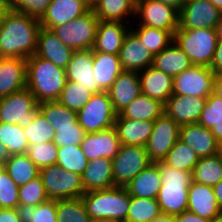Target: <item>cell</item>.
<instances>
[{
    "instance_id": "cell-54",
    "label": "cell",
    "mask_w": 222,
    "mask_h": 222,
    "mask_svg": "<svg viewBox=\"0 0 222 222\" xmlns=\"http://www.w3.org/2000/svg\"><path fill=\"white\" fill-rule=\"evenodd\" d=\"M0 222H21L16 208H0Z\"/></svg>"
},
{
    "instance_id": "cell-44",
    "label": "cell",
    "mask_w": 222,
    "mask_h": 222,
    "mask_svg": "<svg viewBox=\"0 0 222 222\" xmlns=\"http://www.w3.org/2000/svg\"><path fill=\"white\" fill-rule=\"evenodd\" d=\"M58 222H91L82 198L56 200Z\"/></svg>"
},
{
    "instance_id": "cell-22",
    "label": "cell",
    "mask_w": 222,
    "mask_h": 222,
    "mask_svg": "<svg viewBox=\"0 0 222 222\" xmlns=\"http://www.w3.org/2000/svg\"><path fill=\"white\" fill-rule=\"evenodd\" d=\"M65 70L67 80L79 83L93 94L102 92L93 74L92 49L74 51Z\"/></svg>"
},
{
    "instance_id": "cell-24",
    "label": "cell",
    "mask_w": 222,
    "mask_h": 222,
    "mask_svg": "<svg viewBox=\"0 0 222 222\" xmlns=\"http://www.w3.org/2000/svg\"><path fill=\"white\" fill-rule=\"evenodd\" d=\"M114 111L118 114L141 94L138 71H123L108 90Z\"/></svg>"
},
{
    "instance_id": "cell-28",
    "label": "cell",
    "mask_w": 222,
    "mask_h": 222,
    "mask_svg": "<svg viewBox=\"0 0 222 222\" xmlns=\"http://www.w3.org/2000/svg\"><path fill=\"white\" fill-rule=\"evenodd\" d=\"M81 177L85 192L114 187L112 160L99 158L89 161Z\"/></svg>"
},
{
    "instance_id": "cell-66",
    "label": "cell",
    "mask_w": 222,
    "mask_h": 222,
    "mask_svg": "<svg viewBox=\"0 0 222 222\" xmlns=\"http://www.w3.org/2000/svg\"><path fill=\"white\" fill-rule=\"evenodd\" d=\"M5 11L6 10L3 7L0 6V24H1L2 16H3Z\"/></svg>"
},
{
    "instance_id": "cell-31",
    "label": "cell",
    "mask_w": 222,
    "mask_h": 222,
    "mask_svg": "<svg viewBox=\"0 0 222 222\" xmlns=\"http://www.w3.org/2000/svg\"><path fill=\"white\" fill-rule=\"evenodd\" d=\"M192 65L189 57L173 40L159 54L154 55L152 66L174 78Z\"/></svg>"
},
{
    "instance_id": "cell-39",
    "label": "cell",
    "mask_w": 222,
    "mask_h": 222,
    "mask_svg": "<svg viewBox=\"0 0 222 222\" xmlns=\"http://www.w3.org/2000/svg\"><path fill=\"white\" fill-rule=\"evenodd\" d=\"M0 142L10 156L26 154L29 146L24 129L20 125L4 122H0Z\"/></svg>"
},
{
    "instance_id": "cell-64",
    "label": "cell",
    "mask_w": 222,
    "mask_h": 222,
    "mask_svg": "<svg viewBox=\"0 0 222 222\" xmlns=\"http://www.w3.org/2000/svg\"><path fill=\"white\" fill-rule=\"evenodd\" d=\"M211 222H222V211L216 217H214Z\"/></svg>"
},
{
    "instance_id": "cell-18",
    "label": "cell",
    "mask_w": 222,
    "mask_h": 222,
    "mask_svg": "<svg viewBox=\"0 0 222 222\" xmlns=\"http://www.w3.org/2000/svg\"><path fill=\"white\" fill-rule=\"evenodd\" d=\"M91 9L86 0H52L45 14L42 16L40 26L52 29L84 15Z\"/></svg>"
},
{
    "instance_id": "cell-12",
    "label": "cell",
    "mask_w": 222,
    "mask_h": 222,
    "mask_svg": "<svg viewBox=\"0 0 222 222\" xmlns=\"http://www.w3.org/2000/svg\"><path fill=\"white\" fill-rule=\"evenodd\" d=\"M215 76L210 67L192 65L174 77L173 94L207 98L213 92Z\"/></svg>"
},
{
    "instance_id": "cell-53",
    "label": "cell",
    "mask_w": 222,
    "mask_h": 222,
    "mask_svg": "<svg viewBox=\"0 0 222 222\" xmlns=\"http://www.w3.org/2000/svg\"><path fill=\"white\" fill-rule=\"evenodd\" d=\"M175 222H211V220L205 219L193 212L186 210L181 214L175 215Z\"/></svg>"
},
{
    "instance_id": "cell-20",
    "label": "cell",
    "mask_w": 222,
    "mask_h": 222,
    "mask_svg": "<svg viewBox=\"0 0 222 222\" xmlns=\"http://www.w3.org/2000/svg\"><path fill=\"white\" fill-rule=\"evenodd\" d=\"M74 50L65 46L50 30L40 27L37 35L36 56L49 60L57 67L66 69Z\"/></svg>"
},
{
    "instance_id": "cell-65",
    "label": "cell",
    "mask_w": 222,
    "mask_h": 222,
    "mask_svg": "<svg viewBox=\"0 0 222 222\" xmlns=\"http://www.w3.org/2000/svg\"><path fill=\"white\" fill-rule=\"evenodd\" d=\"M100 0H86L89 6L92 8Z\"/></svg>"
},
{
    "instance_id": "cell-57",
    "label": "cell",
    "mask_w": 222,
    "mask_h": 222,
    "mask_svg": "<svg viewBox=\"0 0 222 222\" xmlns=\"http://www.w3.org/2000/svg\"><path fill=\"white\" fill-rule=\"evenodd\" d=\"M161 1L164 4L170 5L177 9L178 11L181 10V8L184 6L186 0H158Z\"/></svg>"
},
{
    "instance_id": "cell-14",
    "label": "cell",
    "mask_w": 222,
    "mask_h": 222,
    "mask_svg": "<svg viewBox=\"0 0 222 222\" xmlns=\"http://www.w3.org/2000/svg\"><path fill=\"white\" fill-rule=\"evenodd\" d=\"M180 126L163 113L153 124L152 133L145 146L152 162L162 161L179 140Z\"/></svg>"
},
{
    "instance_id": "cell-45",
    "label": "cell",
    "mask_w": 222,
    "mask_h": 222,
    "mask_svg": "<svg viewBox=\"0 0 222 222\" xmlns=\"http://www.w3.org/2000/svg\"><path fill=\"white\" fill-rule=\"evenodd\" d=\"M88 163L80 145L58 147L56 164L63 169L82 175Z\"/></svg>"
},
{
    "instance_id": "cell-49",
    "label": "cell",
    "mask_w": 222,
    "mask_h": 222,
    "mask_svg": "<svg viewBox=\"0 0 222 222\" xmlns=\"http://www.w3.org/2000/svg\"><path fill=\"white\" fill-rule=\"evenodd\" d=\"M19 205V187L2 168L0 170V208H16Z\"/></svg>"
},
{
    "instance_id": "cell-2",
    "label": "cell",
    "mask_w": 222,
    "mask_h": 222,
    "mask_svg": "<svg viewBox=\"0 0 222 222\" xmlns=\"http://www.w3.org/2000/svg\"><path fill=\"white\" fill-rule=\"evenodd\" d=\"M26 73V88L38 103L57 100L67 81L65 69L35 54L26 59Z\"/></svg>"
},
{
    "instance_id": "cell-9",
    "label": "cell",
    "mask_w": 222,
    "mask_h": 222,
    "mask_svg": "<svg viewBox=\"0 0 222 222\" xmlns=\"http://www.w3.org/2000/svg\"><path fill=\"white\" fill-rule=\"evenodd\" d=\"M153 163L144 146L122 145L112 159L115 186L125 187L136 175Z\"/></svg>"
},
{
    "instance_id": "cell-27",
    "label": "cell",
    "mask_w": 222,
    "mask_h": 222,
    "mask_svg": "<svg viewBox=\"0 0 222 222\" xmlns=\"http://www.w3.org/2000/svg\"><path fill=\"white\" fill-rule=\"evenodd\" d=\"M154 121H139L122 118L117 114L114 127L122 145L146 146L152 133Z\"/></svg>"
},
{
    "instance_id": "cell-38",
    "label": "cell",
    "mask_w": 222,
    "mask_h": 222,
    "mask_svg": "<svg viewBox=\"0 0 222 222\" xmlns=\"http://www.w3.org/2000/svg\"><path fill=\"white\" fill-rule=\"evenodd\" d=\"M137 27L132 31L144 44L145 49H148L153 56L159 54L174 40V35L170 31L143 25H137Z\"/></svg>"
},
{
    "instance_id": "cell-6",
    "label": "cell",
    "mask_w": 222,
    "mask_h": 222,
    "mask_svg": "<svg viewBox=\"0 0 222 222\" xmlns=\"http://www.w3.org/2000/svg\"><path fill=\"white\" fill-rule=\"evenodd\" d=\"M99 20L91 8L84 15L75 18L67 24H60L51 31L60 41L74 51L92 49Z\"/></svg>"
},
{
    "instance_id": "cell-3",
    "label": "cell",
    "mask_w": 222,
    "mask_h": 222,
    "mask_svg": "<svg viewBox=\"0 0 222 222\" xmlns=\"http://www.w3.org/2000/svg\"><path fill=\"white\" fill-rule=\"evenodd\" d=\"M161 172L162 186L157 201L161 212L169 215H178L187 210L188 189L192 182V173L178 170L162 161L155 162Z\"/></svg>"
},
{
    "instance_id": "cell-59",
    "label": "cell",
    "mask_w": 222,
    "mask_h": 222,
    "mask_svg": "<svg viewBox=\"0 0 222 222\" xmlns=\"http://www.w3.org/2000/svg\"><path fill=\"white\" fill-rule=\"evenodd\" d=\"M153 222H175V216L161 213Z\"/></svg>"
},
{
    "instance_id": "cell-43",
    "label": "cell",
    "mask_w": 222,
    "mask_h": 222,
    "mask_svg": "<svg viewBox=\"0 0 222 222\" xmlns=\"http://www.w3.org/2000/svg\"><path fill=\"white\" fill-rule=\"evenodd\" d=\"M93 93L75 81L67 80L57 101L68 109L78 112L91 99Z\"/></svg>"
},
{
    "instance_id": "cell-19",
    "label": "cell",
    "mask_w": 222,
    "mask_h": 222,
    "mask_svg": "<svg viewBox=\"0 0 222 222\" xmlns=\"http://www.w3.org/2000/svg\"><path fill=\"white\" fill-rule=\"evenodd\" d=\"M154 56L132 31L126 34L119 52V60L124 71H141L153 65Z\"/></svg>"
},
{
    "instance_id": "cell-47",
    "label": "cell",
    "mask_w": 222,
    "mask_h": 222,
    "mask_svg": "<svg viewBox=\"0 0 222 222\" xmlns=\"http://www.w3.org/2000/svg\"><path fill=\"white\" fill-rule=\"evenodd\" d=\"M29 159L40 169L57 163L58 146L54 141L28 146Z\"/></svg>"
},
{
    "instance_id": "cell-25",
    "label": "cell",
    "mask_w": 222,
    "mask_h": 222,
    "mask_svg": "<svg viewBox=\"0 0 222 222\" xmlns=\"http://www.w3.org/2000/svg\"><path fill=\"white\" fill-rule=\"evenodd\" d=\"M26 59L0 57V98L26 88Z\"/></svg>"
},
{
    "instance_id": "cell-46",
    "label": "cell",
    "mask_w": 222,
    "mask_h": 222,
    "mask_svg": "<svg viewBox=\"0 0 222 222\" xmlns=\"http://www.w3.org/2000/svg\"><path fill=\"white\" fill-rule=\"evenodd\" d=\"M29 145L52 142L55 138V130L38 110L33 121L23 128Z\"/></svg>"
},
{
    "instance_id": "cell-29",
    "label": "cell",
    "mask_w": 222,
    "mask_h": 222,
    "mask_svg": "<svg viewBox=\"0 0 222 222\" xmlns=\"http://www.w3.org/2000/svg\"><path fill=\"white\" fill-rule=\"evenodd\" d=\"M161 186V172L158 165L153 162L136 175L125 188L130 196L157 199Z\"/></svg>"
},
{
    "instance_id": "cell-16",
    "label": "cell",
    "mask_w": 222,
    "mask_h": 222,
    "mask_svg": "<svg viewBox=\"0 0 222 222\" xmlns=\"http://www.w3.org/2000/svg\"><path fill=\"white\" fill-rule=\"evenodd\" d=\"M207 98L173 94L164 104V113L179 126L199 121Z\"/></svg>"
},
{
    "instance_id": "cell-17",
    "label": "cell",
    "mask_w": 222,
    "mask_h": 222,
    "mask_svg": "<svg viewBox=\"0 0 222 222\" xmlns=\"http://www.w3.org/2000/svg\"><path fill=\"white\" fill-rule=\"evenodd\" d=\"M179 140L190 146L199 158L214 156L222 152V145L211 130L198 123L180 126Z\"/></svg>"
},
{
    "instance_id": "cell-40",
    "label": "cell",
    "mask_w": 222,
    "mask_h": 222,
    "mask_svg": "<svg viewBox=\"0 0 222 222\" xmlns=\"http://www.w3.org/2000/svg\"><path fill=\"white\" fill-rule=\"evenodd\" d=\"M199 159L197 153L190 146L178 140L162 162L178 170L192 173Z\"/></svg>"
},
{
    "instance_id": "cell-33",
    "label": "cell",
    "mask_w": 222,
    "mask_h": 222,
    "mask_svg": "<svg viewBox=\"0 0 222 222\" xmlns=\"http://www.w3.org/2000/svg\"><path fill=\"white\" fill-rule=\"evenodd\" d=\"M135 8L136 0H100L92 7L98 20L124 23L130 14L135 15Z\"/></svg>"
},
{
    "instance_id": "cell-11",
    "label": "cell",
    "mask_w": 222,
    "mask_h": 222,
    "mask_svg": "<svg viewBox=\"0 0 222 222\" xmlns=\"http://www.w3.org/2000/svg\"><path fill=\"white\" fill-rule=\"evenodd\" d=\"M135 15L143 25L170 31L173 35L179 27V11L158 0H136Z\"/></svg>"
},
{
    "instance_id": "cell-26",
    "label": "cell",
    "mask_w": 222,
    "mask_h": 222,
    "mask_svg": "<svg viewBox=\"0 0 222 222\" xmlns=\"http://www.w3.org/2000/svg\"><path fill=\"white\" fill-rule=\"evenodd\" d=\"M187 210L212 220L222 210L219 208L212 186L192 181L188 189Z\"/></svg>"
},
{
    "instance_id": "cell-61",
    "label": "cell",
    "mask_w": 222,
    "mask_h": 222,
    "mask_svg": "<svg viewBox=\"0 0 222 222\" xmlns=\"http://www.w3.org/2000/svg\"><path fill=\"white\" fill-rule=\"evenodd\" d=\"M222 12V0H209Z\"/></svg>"
},
{
    "instance_id": "cell-21",
    "label": "cell",
    "mask_w": 222,
    "mask_h": 222,
    "mask_svg": "<svg viewBox=\"0 0 222 222\" xmlns=\"http://www.w3.org/2000/svg\"><path fill=\"white\" fill-rule=\"evenodd\" d=\"M130 26L120 21L99 20L92 51L119 55L124 38Z\"/></svg>"
},
{
    "instance_id": "cell-7",
    "label": "cell",
    "mask_w": 222,
    "mask_h": 222,
    "mask_svg": "<svg viewBox=\"0 0 222 222\" xmlns=\"http://www.w3.org/2000/svg\"><path fill=\"white\" fill-rule=\"evenodd\" d=\"M39 176L51 200L76 199L85 194L81 175L57 164L40 169Z\"/></svg>"
},
{
    "instance_id": "cell-56",
    "label": "cell",
    "mask_w": 222,
    "mask_h": 222,
    "mask_svg": "<svg viewBox=\"0 0 222 222\" xmlns=\"http://www.w3.org/2000/svg\"><path fill=\"white\" fill-rule=\"evenodd\" d=\"M214 194L216 197L217 204L222 210V180L213 186Z\"/></svg>"
},
{
    "instance_id": "cell-23",
    "label": "cell",
    "mask_w": 222,
    "mask_h": 222,
    "mask_svg": "<svg viewBox=\"0 0 222 222\" xmlns=\"http://www.w3.org/2000/svg\"><path fill=\"white\" fill-rule=\"evenodd\" d=\"M141 93L165 104L173 95L174 78L153 66L138 72Z\"/></svg>"
},
{
    "instance_id": "cell-58",
    "label": "cell",
    "mask_w": 222,
    "mask_h": 222,
    "mask_svg": "<svg viewBox=\"0 0 222 222\" xmlns=\"http://www.w3.org/2000/svg\"><path fill=\"white\" fill-rule=\"evenodd\" d=\"M9 153L6 147L0 142V166H4L6 161L9 159Z\"/></svg>"
},
{
    "instance_id": "cell-30",
    "label": "cell",
    "mask_w": 222,
    "mask_h": 222,
    "mask_svg": "<svg viewBox=\"0 0 222 222\" xmlns=\"http://www.w3.org/2000/svg\"><path fill=\"white\" fill-rule=\"evenodd\" d=\"M93 74L98 87L102 91H108L118 75L124 70L119 60V55L107 54L100 51H92Z\"/></svg>"
},
{
    "instance_id": "cell-48",
    "label": "cell",
    "mask_w": 222,
    "mask_h": 222,
    "mask_svg": "<svg viewBox=\"0 0 222 222\" xmlns=\"http://www.w3.org/2000/svg\"><path fill=\"white\" fill-rule=\"evenodd\" d=\"M49 200L40 176L19 187V204L36 207Z\"/></svg>"
},
{
    "instance_id": "cell-55",
    "label": "cell",
    "mask_w": 222,
    "mask_h": 222,
    "mask_svg": "<svg viewBox=\"0 0 222 222\" xmlns=\"http://www.w3.org/2000/svg\"><path fill=\"white\" fill-rule=\"evenodd\" d=\"M213 93L222 98V75H216L214 79Z\"/></svg>"
},
{
    "instance_id": "cell-13",
    "label": "cell",
    "mask_w": 222,
    "mask_h": 222,
    "mask_svg": "<svg viewBox=\"0 0 222 222\" xmlns=\"http://www.w3.org/2000/svg\"><path fill=\"white\" fill-rule=\"evenodd\" d=\"M222 12L209 0L186 1L179 11L178 29H217Z\"/></svg>"
},
{
    "instance_id": "cell-8",
    "label": "cell",
    "mask_w": 222,
    "mask_h": 222,
    "mask_svg": "<svg viewBox=\"0 0 222 222\" xmlns=\"http://www.w3.org/2000/svg\"><path fill=\"white\" fill-rule=\"evenodd\" d=\"M116 116L108 91L94 93L77 112L78 123L85 133H96L114 127Z\"/></svg>"
},
{
    "instance_id": "cell-36",
    "label": "cell",
    "mask_w": 222,
    "mask_h": 222,
    "mask_svg": "<svg viewBox=\"0 0 222 222\" xmlns=\"http://www.w3.org/2000/svg\"><path fill=\"white\" fill-rule=\"evenodd\" d=\"M38 110L52 125L55 132H57V128L75 127L77 112L68 109L57 100L38 103Z\"/></svg>"
},
{
    "instance_id": "cell-35",
    "label": "cell",
    "mask_w": 222,
    "mask_h": 222,
    "mask_svg": "<svg viewBox=\"0 0 222 222\" xmlns=\"http://www.w3.org/2000/svg\"><path fill=\"white\" fill-rule=\"evenodd\" d=\"M221 180L222 152L214 156L200 158L192 171V181L213 187Z\"/></svg>"
},
{
    "instance_id": "cell-34",
    "label": "cell",
    "mask_w": 222,
    "mask_h": 222,
    "mask_svg": "<svg viewBox=\"0 0 222 222\" xmlns=\"http://www.w3.org/2000/svg\"><path fill=\"white\" fill-rule=\"evenodd\" d=\"M3 168L18 187L38 177L40 171L27 154L9 156Z\"/></svg>"
},
{
    "instance_id": "cell-41",
    "label": "cell",
    "mask_w": 222,
    "mask_h": 222,
    "mask_svg": "<svg viewBox=\"0 0 222 222\" xmlns=\"http://www.w3.org/2000/svg\"><path fill=\"white\" fill-rule=\"evenodd\" d=\"M157 199L130 196L126 222H148L161 214Z\"/></svg>"
},
{
    "instance_id": "cell-1",
    "label": "cell",
    "mask_w": 222,
    "mask_h": 222,
    "mask_svg": "<svg viewBox=\"0 0 222 222\" xmlns=\"http://www.w3.org/2000/svg\"><path fill=\"white\" fill-rule=\"evenodd\" d=\"M40 27L39 19L6 10L0 24V57L27 59L33 56Z\"/></svg>"
},
{
    "instance_id": "cell-5",
    "label": "cell",
    "mask_w": 222,
    "mask_h": 222,
    "mask_svg": "<svg viewBox=\"0 0 222 222\" xmlns=\"http://www.w3.org/2000/svg\"><path fill=\"white\" fill-rule=\"evenodd\" d=\"M218 40L217 29H177L175 43L193 65L211 67Z\"/></svg>"
},
{
    "instance_id": "cell-15",
    "label": "cell",
    "mask_w": 222,
    "mask_h": 222,
    "mask_svg": "<svg viewBox=\"0 0 222 222\" xmlns=\"http://www.w3.org/2000/svg\"><path fill=\"white\" fill-rule=\"evenodd\" d=\"M120 146L121 143L115 127L96 133H86L80 144L88 161L99 158L112 160L118 153Z\"/></svg>"
},
{
    "instance_id": "cell-51",
    "label": "cell",
    "mask_w": 222,
    "mask_h": 222,
    "mask_svg": "<svg viewBox=\"0 0 222 222\" xmlns=\"http://www.w3.org/2000/svg\"><path fill=\"white\" fill-rule=\"evenodd\" d=\"M85 134L84 129L79 125L77 120L75 127L57 128L54 142L58 147L80 145Z\"/></svg>"
},
{
    "instance_id": "cell-42",
    "label": "cell",
    "mask_w": 222,
    "mask_h": 222,
    "mask_svg": "<svg viewBox=\"0 0 222 222\" xmlns=\"http://www.w3.org/2000/svg\"><path fill=\"white\" fill-rule=\"evenodd\" d=\"M21 222H58L56 200H47L36 207L19 204L16 207Z\"/></svg>"
},
{
    "instance_id": "cell-50",
    "label": "cell",
    "mask_w": 222,
    "mask_h": 222,
    "mask_svg": "<svg viewBox=\"0 0 222 222\" xmlns=\"http://www.w3.org/2000/svg\"><path fill=\"white\" fill-rule=\"evenodd\" d=\"M51 1L52 0H10L9 9L40 20Z\"/></svg>"
},
{
    "instance_id": "cell-32",
    "label": "cell",
    "mask_w": 222,
    "mask_h": 222,
    "mask_svg": "<svg viewBox=\"0 0 222 222\" xmlns=\"http://www.w3.org/2000/svg\"><path fill=\"white\" fill-rule=\"evenodd\" d=\"M164 113V104L147 95L140 94L118 114L122 118L155 121Z\"/></svg>"
},
{
    "instance_id": "cell-10",
    "label": "cell",
    "mask_w": 222,
    "mask_h": 222,
    "mask_svg": "<svg viewBox=\"0 0 222 222\" xmlns=\"http://www.w3.org/2000/svg\"><path fill=\"white\" fill-rule=\"evenodd\" d=\"M38 111V102L28 88L0 98V122L28 126Z\"/></svg>"
},
{
    "instance_id": "cell-60",
    "label": "cell",
    "mask_w": 222,
    "mask_h": 222,
    "mask_svg": "<svg viewBox=\"0 0 222 222\" xmlns=\"http://www.w3.org/2000/svg\"><path fill=\"white\" fill-rule=\"evenodd\" d=\"M91 222H119V221L108 218H101V219H92Z\"/></svg>"
},
{
    "instance_id": "cell-37",
    "label": "cell",
    "mask_w": 222,
    "mask_h": 222,
    "mask_svg": "<svg viewBox=\"0 0 222 222\" xmlns=\"http://www.w3.org/2000/svg\"><path fill=\"white\" fill-rule=\"evenodd\" d=\"M198 124L209 128L222 145V98L213 92L207 97Z\"/></svg>"
},
{
    "instance_id": "cell-63",
    "label": "cell",
    "mask_w": 222,
    "mask_h": 222,
    "mask_svg": "<svg viewBox=\"0 0 222 222\" xmlns=\"http://www.w3.org/2000/svg\"><path fill=\"white\" fill-rule=\"evenodd\" d=\"M9 2L10 0H0V6L3 7L5 10L9 9Z\"/></svg>"
},
{
    "instance_id": "cell-62",
    "label": "cell",
    "mask_w": 222,
    "mask_h": 222,
    "mask_svg": "<svg viewBox=\"0 0 222 222\" xmlns=\"http://www.w3.org/2000/svg\"><path fill=\"white\" fill-rule=\"evenodd\" d=\"M217 34H218V40H222V20L217 26Z\"/></svg>"
},
{
    "instance_id": "cell-4",
    "label": "cell",
    "mask_w": 222,
    "mask_h": 222,
    "mask_svg": "<svg viewBox=\"0 0 222 222\" xmlns=\"http://www.w3.org/2000/svg\"><path fill=\"white\" fill-rule=\"evenodd\" d=\"M87 213L92 219L108 218L126 222L130 205V195L125 187L114 186L108 189L85 192L81 197Z\"/></svg>"
},
{
    "instance_id": "cell-52",
    "label": "cell",
    "mask_w": 222,
    "mask_h": 222,
    "mask_svg": "<svg viewBox=\"0 0 222 222\" xmlns=\"http://www.w3.org/2000/svg\"><path fill=\"white\" fill-rule=\"evenodd\" d=\"M210 68L216 75H222V40H217L216 49Z\"/></svg>"
}]
</instances>
